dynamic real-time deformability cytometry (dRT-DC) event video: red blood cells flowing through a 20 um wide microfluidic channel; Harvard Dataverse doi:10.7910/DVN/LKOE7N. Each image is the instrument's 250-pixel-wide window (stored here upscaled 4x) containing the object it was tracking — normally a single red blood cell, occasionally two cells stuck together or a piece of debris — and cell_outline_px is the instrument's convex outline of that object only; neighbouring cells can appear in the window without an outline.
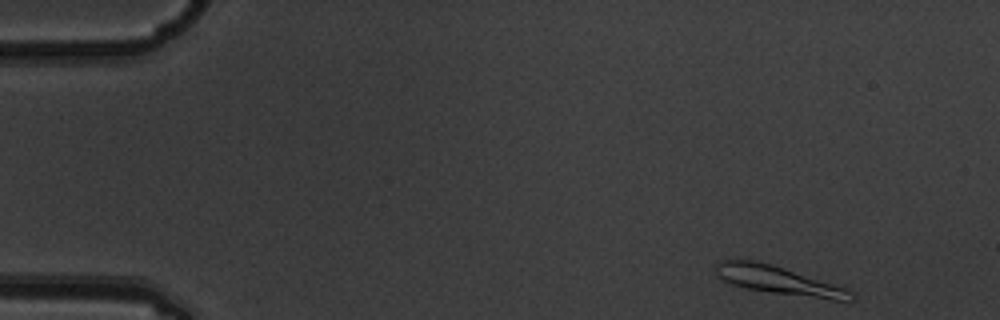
{"species": "common noctule bat (a hibernating species)", "species_latin": "Nyctalus noctula", "temperature_condition": "warm", "stored_images_in_passage": 4, "camera_frame_rate_fps": 3000, "um_per_image_px": 0.085, "animal": {"sex": "male", "body_mass_g": 19.5, "forearm_length_mm": 54.6}, "frame": {"image": 1, "passage_image": 1, "time_ms": 0.0, "image_size_px": [1000, 320], "cell_outline_px": [[856, 300], [852, 304], [744, 288], [732, 284], [724, 280], [712, 268], [720, 260], [756, 260], [772, 264], [848, 288], [856, 296]], "centroid_in_image_um": [66.34, 23.87], "position_along_channel_um": 18.7, "area_um2": 22.95}}